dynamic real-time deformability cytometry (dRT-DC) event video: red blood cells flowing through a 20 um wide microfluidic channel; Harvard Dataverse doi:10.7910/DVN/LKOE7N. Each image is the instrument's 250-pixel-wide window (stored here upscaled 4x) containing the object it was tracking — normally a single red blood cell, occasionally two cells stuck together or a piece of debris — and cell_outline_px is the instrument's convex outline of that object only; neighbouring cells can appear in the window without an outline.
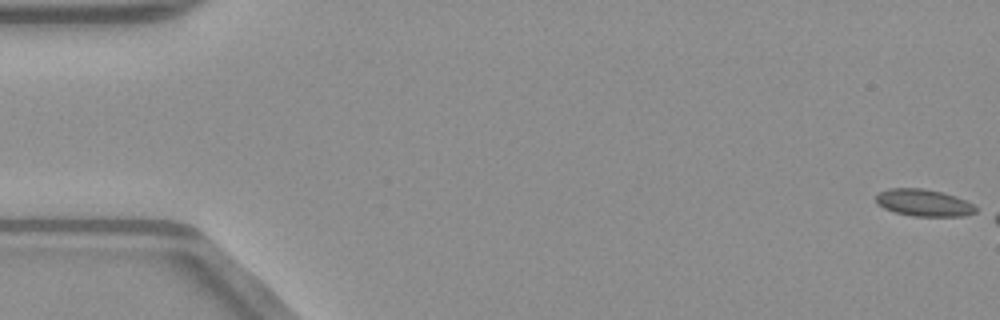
{"species": "common noctule bat (a hibernating species)", "species_latin": "Nyctalus noctula", "temperature_condition": "warm", "stored_images_in_passage": 13, "camera_frame_rate_fps": 3000, "um_per_image_px": 0.085, "animal": {"sex": "male", "body_mass_g": 23.1, "forearm_length_mm": 52.7}, "frame": {"image": 1, "passage_image": 1, "time_ms": 0.0, "image_size_px": [1000, 320], "cell_outline_px": [[976, 212], [964, 216], [912, 216], [896, 212], [884, 208], [876, 204], [876, 196], [880, 192], [888, 188], [924, 188], [944, 192], [956, 196], [972, 204], [976, 208]], "centroid_in_image_um": [78.5, 17.22], "position_along_channel_um": 6.5, "area_um2": 15.72}}